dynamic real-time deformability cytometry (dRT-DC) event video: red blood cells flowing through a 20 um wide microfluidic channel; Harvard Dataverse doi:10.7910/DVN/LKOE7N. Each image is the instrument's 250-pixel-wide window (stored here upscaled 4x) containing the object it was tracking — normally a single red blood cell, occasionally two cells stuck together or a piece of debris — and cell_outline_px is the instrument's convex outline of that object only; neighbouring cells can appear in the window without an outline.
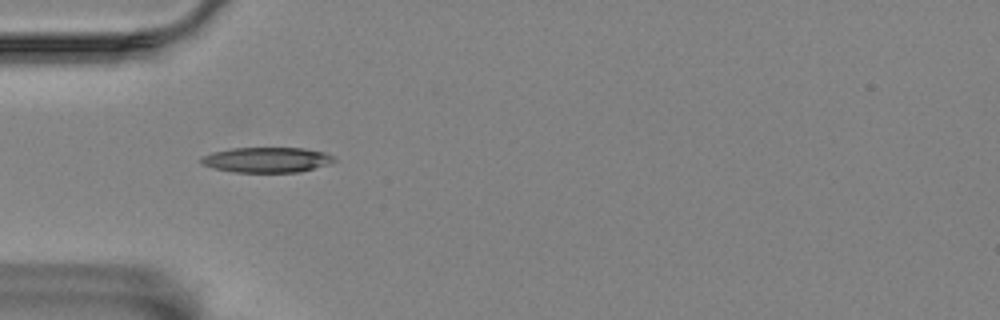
{"species": "Egyptian fruit bat (a non-hibernating species)", "species_latin": "Rousettus aegyptiacus", "temperature_condition": "room temperature", "stored_images_in_passage": 40, "camera_frame_rate_fps": 3000, "um_per_image_px": 0.085, "animal": {"sex": "female"}, "frame": {"image": 1, "passage_image": 1, "time_ms": 0.0, "image_size_px": [1000, 320], "cell_outline_px": [[336, 160], [328, 164], [300, 172], [232, 172], [212, 168], [200, 164], [200, 160], [204, 156], [212, 152], [232, 148], [304, 148], [324, 152], [336, 156]], "centroid_in_image_um": [22.68, 13.59], "position_along_channel_um": 62.3, "area_um2": 19.65}}
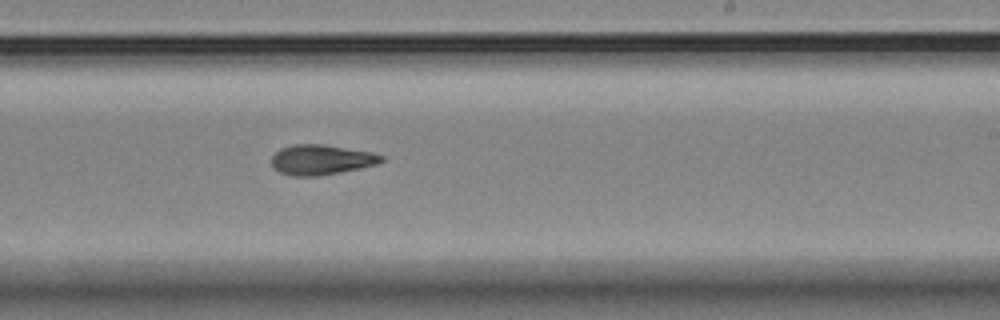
{"frame": {"image": 2, "passage_image": 18, "time_ms": 5.667, "image_size_px": [1000, 320], "cell_outline_px": [[384, 160], [376, 164], [360, 168], [320, 176], [292, 176], [280, 172], [272, 164], [272, 156], [280, 148], [292, 144], [324, 144], [372, 152], [384, 156]], "centroid_in_image_um": [27.31, 13.57], "position_along_channel_um": 261.7, "area_um2": 19.25}}
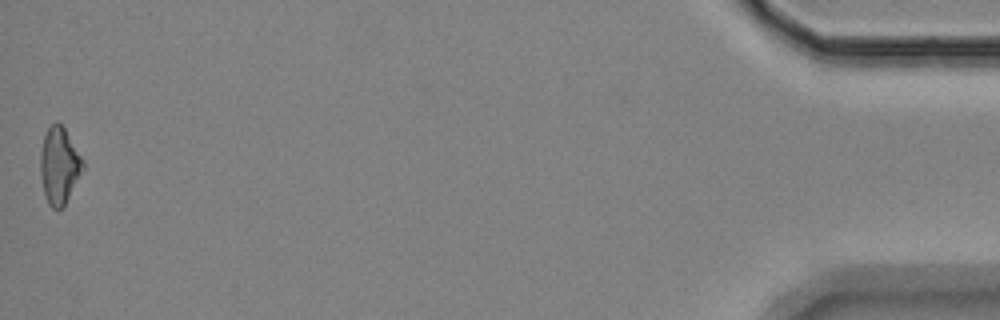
{"frame": {"image": 3, "passage_image": 40, "time_ms": 13.0, "image_size_px": [1000, 320], "cell_outline_px": [[84, 168], [64, 208], [52, 208], [48, 204], [44, 192], [40, 172], [40, 152], [44, 136], [48, 128], [56, 120], [64, 128], [84, 160]], "centroid_in_image_um": [5.04, 14.09], "position_along_channel_um": 430.2, "area_um2": 19.02}, "authors_computed_cell_mechanics": {"area_um2": 19.074, "velocity_mm_per_s": 3.5379, "shape_relaxation_time_tau1_ms": null, "shape_relaxation_time_tau2_ms": 7.5505, "deformation_change_tau1": null, "deformation_change_tau2": 0.1718}}